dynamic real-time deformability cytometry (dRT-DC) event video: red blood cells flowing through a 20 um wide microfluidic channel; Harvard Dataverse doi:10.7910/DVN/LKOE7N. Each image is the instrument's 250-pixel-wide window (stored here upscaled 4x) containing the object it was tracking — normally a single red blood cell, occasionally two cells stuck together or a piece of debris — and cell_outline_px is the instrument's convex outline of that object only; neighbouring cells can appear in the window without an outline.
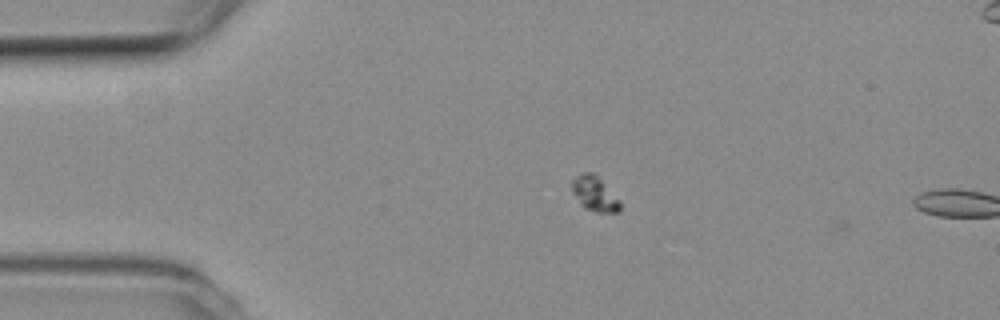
{"species": "common noctule bat (a hibernating species)", "species_latin": "Nyctalus noctula", "temperature_condition": "room temperature", "stored_images_in_passage": 5, "camera_frame_rate_fps": 3000, "um_per_image_px": 0.085, "animal": {"sex": "female", "body_mass_g": 19.3, "forearm_length_mm": 54.1}, "frame": {"image": 1, "passage_image": 3, "time_ms": 0.667, "image_size_px": [1000, 320], "cell_outline_px": [[620, 212], [596, 212], [584, 208], [580, 204], [572, 192], [572, 180], [580, 172], [596, 172], [620, 200]], "centroid_in_image_um": [50.55, 16.43], "position_along_channel_um": 34.5, "area_um2": 10.06}}